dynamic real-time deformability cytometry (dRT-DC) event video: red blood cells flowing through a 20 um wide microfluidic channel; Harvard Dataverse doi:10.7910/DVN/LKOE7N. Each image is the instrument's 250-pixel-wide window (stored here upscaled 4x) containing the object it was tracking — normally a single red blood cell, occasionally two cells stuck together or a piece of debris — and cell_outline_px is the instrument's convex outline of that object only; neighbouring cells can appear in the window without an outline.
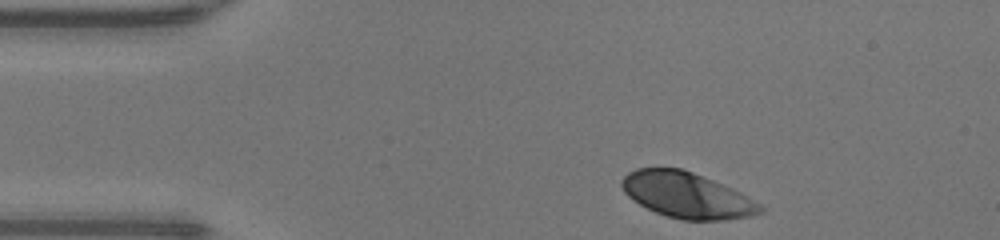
{"species": "human", "species_latin": "Homo sapiens", "temperature_condition": "warm", "stored_images_in_passage": 32, "camera_frame_rate_fps": 3000, "um_per_image_px": 0.085, "donor": {"sex": "male"}, "frame": {"image": 1, "passage_image": 1, "time_ms": 0.0, "image_size_px": [1000, 240], "cell_outline_px": [[764, 212], [752, 216], [724, 220], [680, 220], [656, 212], [632, 200], [624, 192], [620, 184], [620, 180], [628, 172], [636, 168], [680, 168], [692, 172], [732, 188], [748, 196], [760, 204], [764, 208]], "centroid_in_image_um": [58.38, 16.59], "position_along_channel_um": 26.6, "area_um2": 36.88}}
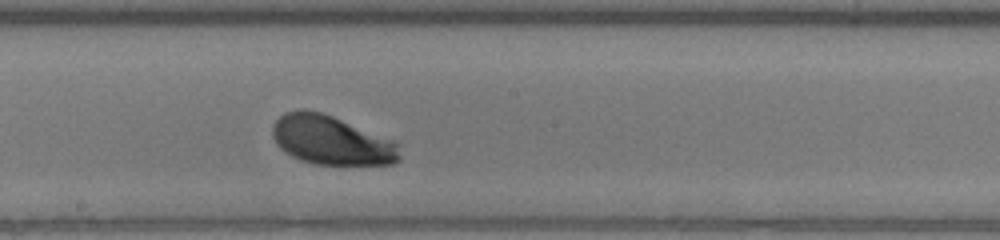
{"frame": {"image": 2, "passage_image": 19, "time_ms": 6.0, "image_size_px": [1000, 240], "cell_outline_px": [[400, 160], [392, 164], [316, 164], [300, 160], [292, 156], [280, 148], [276, 144], [272, 136], [272, 124], [284, 112], [300, 108], [304, 108], [320, 112], [332, 116], [392, 140], [400, 144]], "centroid_in_image_um": [28.13, 11.91], "position_along_channel_um": 220.1, "area_um2": 36.36}}
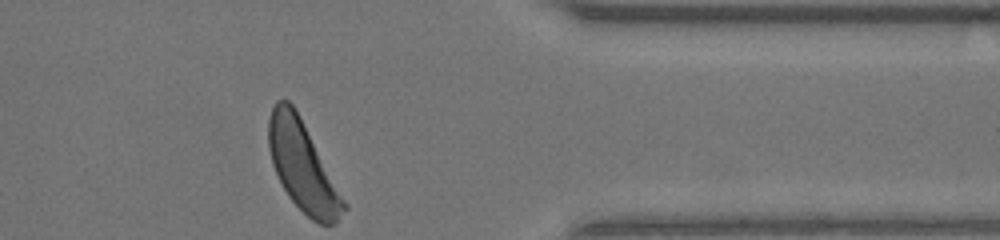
{"frame": {"image": 3, "passage_image": 32, "time_ms": 10.333, "image_size_px": [1000, 240], "cell_outline_px": [[348, 208], [332, 224], [320, 224], [312, 220], [288, 196], [272, 164], [268, 148], [268, 120], [272, 108], [276, 100], [288, 100], [292, 104], [300, 116], [348, 204]], "centroid_in_image_um": [25.72, 14.12], "position_along_channel_um": 385.7, "area_um2": 38.84}, "authors_computed_cell_mechanics": {"area_um2": 37.6567, "velocity_mm_per_s": 4.2603, "shape_relaxation_time_tau1_ms": 1.4044, "shape_relaxation_time_tau2_ms": 8.1103, "deformation_change_tau1": 0.1257, "deformation_change_tau2": 0.1726}}